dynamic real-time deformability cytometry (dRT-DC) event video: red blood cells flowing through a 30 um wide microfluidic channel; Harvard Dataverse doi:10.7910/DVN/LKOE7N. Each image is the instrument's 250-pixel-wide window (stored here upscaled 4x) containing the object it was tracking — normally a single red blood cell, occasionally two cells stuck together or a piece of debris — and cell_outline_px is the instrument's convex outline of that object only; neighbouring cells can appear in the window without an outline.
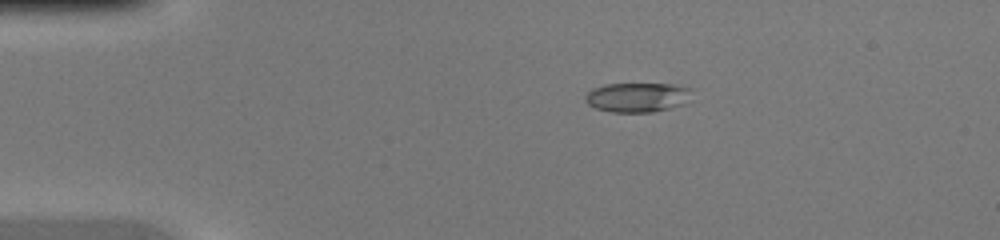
{"species": "common noctule bat (a hibernating species)", "species_latin": "Nyctalus noctula", "temperature_condition": "warm", "stored_images_in_passage": 38, "camera_frame_rate_fps": 3000, "um_per_image_px": 0.085, "animal": {"sex": "female", "body_mass_g": 20.0, "forearm_length_mm": 54.0}, "frame": {"image": 1, "passage_image": 1, "time_ms": 0.0, "image_size_px": [1000, 240], "cell_outline_px": [[692, 88], [688, 104], [652, 112], [612, 112], [596, 108], [588, 104], [584, 100], [584, 96], [592, 88], [604, 84], [672, 84]], "centroid_in_image_um": [54.2, 8.27], "position_along_channel_um": 30.8, "area_um2": 18.55}}
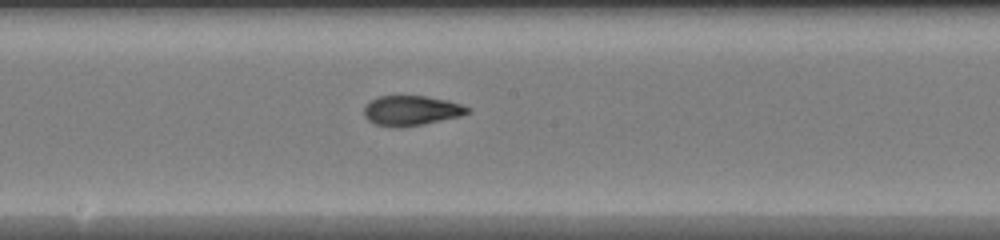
{"frame": {"image": 2, "passage_image": 17, "time_ms": 5.333, "image_size_px": [1000, 240], "cell_outline_px": [[472, 112], [460, 116], [424, 124], [400, 128], [396, 128], [376, 124], [368, 120], [364, 116], [364, 108], [372, 100], [380, 96], [428, 96], [448, 100], [472, 108]], "centroid_in_image_um": [35.01, 9.4], "position_along_channel_um": 213.2, "area_um2": 18.15}}
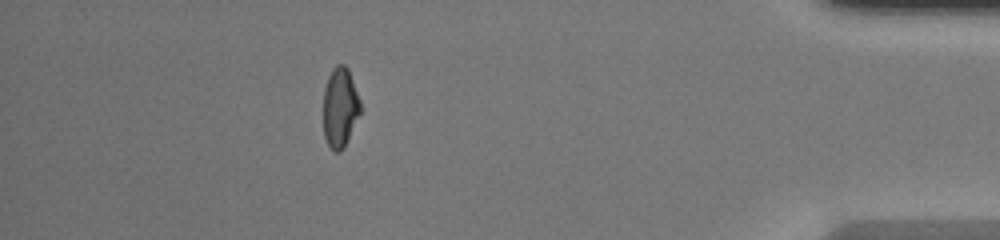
{"frame": {"image": 3, "passage_image": 33, "time_ms": 10.667, "image_size_px": [1000, 240], "cell_outline_px": [[364, 108], [344, 148], [340, 152], [336, 152], [328, 144], [324, 136], [324, 88], [328, 76], [332, 68], [336, 64], [344, 64], [348, 68]], "centroid_in_image_um": [28.95, 9.12], "position_along_channel_um": 406.3, "area_um2": 17.69}}